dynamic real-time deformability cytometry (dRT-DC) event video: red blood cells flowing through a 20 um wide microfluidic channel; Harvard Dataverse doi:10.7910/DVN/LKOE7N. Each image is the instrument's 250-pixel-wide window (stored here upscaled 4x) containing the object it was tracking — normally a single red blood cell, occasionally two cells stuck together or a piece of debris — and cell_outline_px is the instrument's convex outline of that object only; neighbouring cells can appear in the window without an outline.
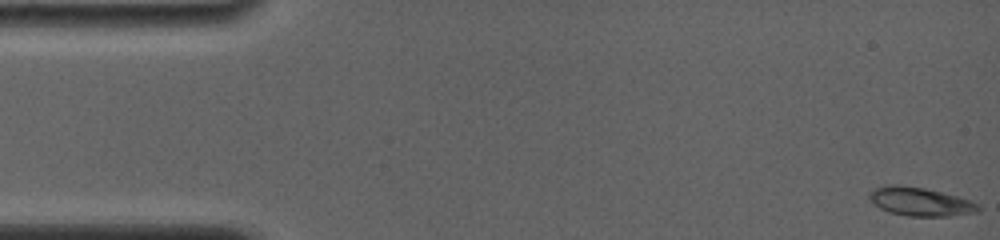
{"species": "common noctule bat (a hibernating species)", "species_latin": "Nyctalus noctula", "temperature_condition": "room temperature", "stored_images_in_passage": 36, "camera_frame_rate_fps": 4000, "um_per_image_px": 0.085, "animal": {"sex": "female", "body_mass_g": 19.0, "forearm_length_mm": 56.7}, "frame": {"image": 1, "passage_image": 1, "time_ms": 0.0, "image_size_px": [1000, 240], "cell_outline_px": [[980, 212], [948, 216], [908, 216], [888, 212], [880, 208], [868, 200], [868, 192], [876, 188], [888, 184], [896, 184], [924, 188], [956, 196], [980, 204]], "centroid_in_image_um": [78.19, 17.14], "position_along_channel_um": 6.8, "area_um2": 18.21}}
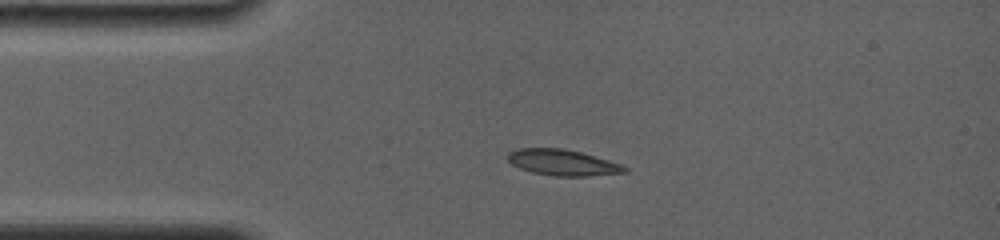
{"frame": {"image": 2, "passage_image": 26, "time_ms": 3.5, "image_size_px": [1000, 240], "cell_outline_px": [[628, 172], [588, 176], [556, 176], [532, 172], [520, 168], [512, 164], [508, 160], [508, 152], [516, 148], [564, 148], [580, 152], [608, 160], [620, 164], [628, 168]], "centroid_in_image_um": [47.81, 13.81], "position_along_channel_um": 37.2, "area_um2": 17.63}}